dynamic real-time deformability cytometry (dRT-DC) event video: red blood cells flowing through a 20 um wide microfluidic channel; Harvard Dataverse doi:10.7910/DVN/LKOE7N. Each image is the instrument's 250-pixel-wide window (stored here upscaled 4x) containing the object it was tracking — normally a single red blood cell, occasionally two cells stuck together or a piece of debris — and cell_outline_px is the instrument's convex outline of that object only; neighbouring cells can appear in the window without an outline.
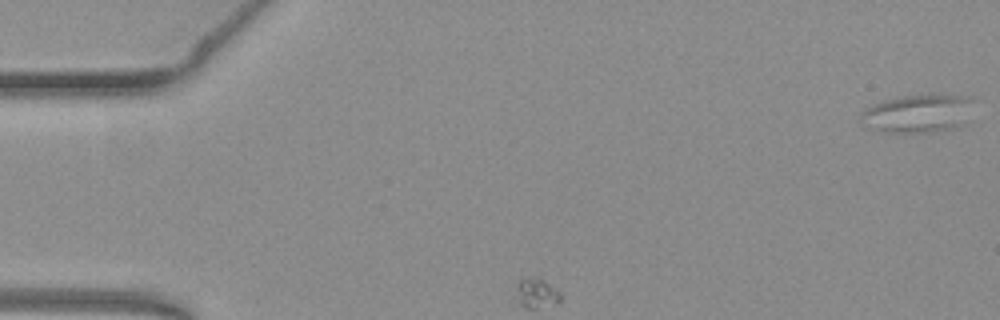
{"species": "common noctule bat (a hibernating species)", "species_latin": "Nyctalus noctula", "temperature_condition": "warm", "stored_images_in_passage": 36, "camera_frame_rate_fps": 3000, "um_per_image_px": 0.085, "animal": {"sex": "female", "body_mass_g": 19.3, "forearm_length_mm": 54.1}, "frame": {"image": 1, "passage_image": 1, "time_ms": 0.0, "image_size_px": [1000, 320], "cell_outline_px": [[972, 100], [964, 124], [960, 128], [932, 132], [884, 132], [864, 128], [856, 120], [860, 112], [864, 108], [872, 104], [896, 96], [928, 92], [968, 96]], "centroid_in_image_um": [77.91, 9.62], "position_along_channel_um": 7.1, "area_um2": 26.41}}